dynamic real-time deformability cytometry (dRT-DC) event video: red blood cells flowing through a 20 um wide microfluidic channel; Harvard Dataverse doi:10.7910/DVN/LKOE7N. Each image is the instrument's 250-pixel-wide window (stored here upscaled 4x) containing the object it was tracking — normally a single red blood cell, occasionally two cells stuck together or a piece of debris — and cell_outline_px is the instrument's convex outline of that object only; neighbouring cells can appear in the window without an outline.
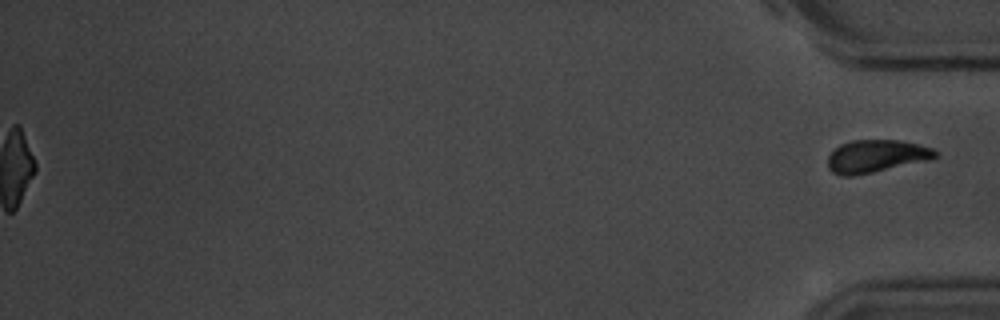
{"species": "common noctule bat (a hibernating species)", "species_latin": "Nyctalus noctula", "temperature_condition": "room temperature", "stored_images_in_passage": 47, "segment_of_instrument_passage": [2, 2], "camera_frame_rate_fps": 3000, "um_per_image_px": 0.085, "animal": {"sex": "male", "body_mass_g": 20.1, "forearm_length_mm": 53.5}, "frame": {"image": 1, "passage_image": 47, "time_ms": 15.333, "image_size_px": [1000, 320], "cell_outline_px": [[936, 156], [932, 160], [852, 176], [840, 176], [832, 172], [828, 168], [828, 156], [840, 144], [852, 140], [900, 140], [932, 148], [936, 152]], "centroid_in_image_um": [74.46, 13.28], "position_along_channel_um": 360.7, "area_um2": 20.4}}